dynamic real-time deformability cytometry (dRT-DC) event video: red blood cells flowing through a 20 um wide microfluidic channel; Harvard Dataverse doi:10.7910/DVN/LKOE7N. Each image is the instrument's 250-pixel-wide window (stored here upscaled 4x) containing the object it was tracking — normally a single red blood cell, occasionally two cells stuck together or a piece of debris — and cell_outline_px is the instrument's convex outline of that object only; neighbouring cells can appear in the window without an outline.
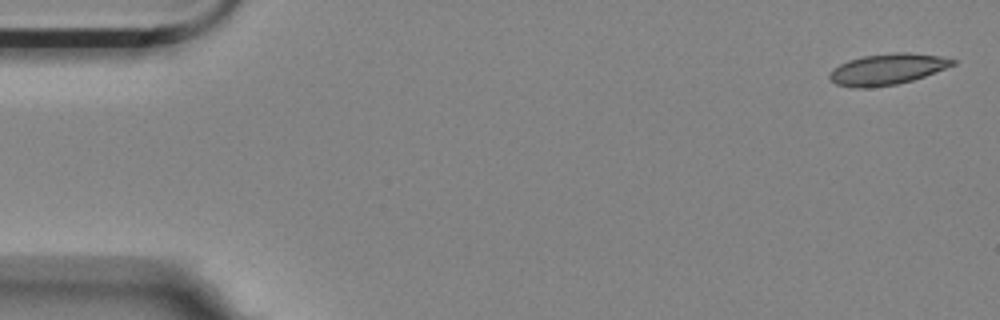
{"species": "Egyptian fruit bat (a non-hibernating species)", "species_latin": "Rousettus aegyptiacus", "temperature_condition": "room temperature", "stored_images_in_passage": 4, "camera_frame_rate_fps": 3000, "um_per_image_px": 0.085, "animal": {"sex": "female"}, "frame": {"image": 1, "passage_image": 1, "time_ms": 0.0, "image_size_px": [1000, 320], "cell_outline_px": [[956, 64], [924, 76], [912, 80], [896, 84], [864, 88], [852, 88], [836, 84], [828, 76], [828, 72], [840, 64], [848, 60], [864, 56], [896, 52], [908, 52], [940, 56], [956, 60]], "centroid_in_image_um": [75.4, 5.88], "position_along_channel_um": 9.6, "area_um2": 22.14}}
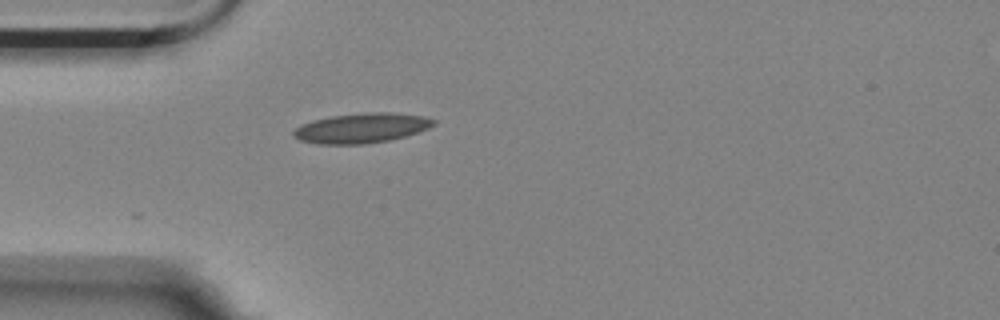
{"frame": {"image": 2, "passage_image": 4, "time_ms": 1.0, "image_size_px": [1000, 320], "cell_outline_px": [[436, 124], [428, 128], [404, 136], [388, 140], [364, 144], [316, 144], [300, 140], [292, 136], [292, 132], [300, 124], [312, 120], [332, 116], [364, 112], [392, 112], [424, 116], [436, 120]], "centroid_in_image_um": [30.7, 10.88], "position_along_channel_um": 54.3, "area_um2": 24.45}}